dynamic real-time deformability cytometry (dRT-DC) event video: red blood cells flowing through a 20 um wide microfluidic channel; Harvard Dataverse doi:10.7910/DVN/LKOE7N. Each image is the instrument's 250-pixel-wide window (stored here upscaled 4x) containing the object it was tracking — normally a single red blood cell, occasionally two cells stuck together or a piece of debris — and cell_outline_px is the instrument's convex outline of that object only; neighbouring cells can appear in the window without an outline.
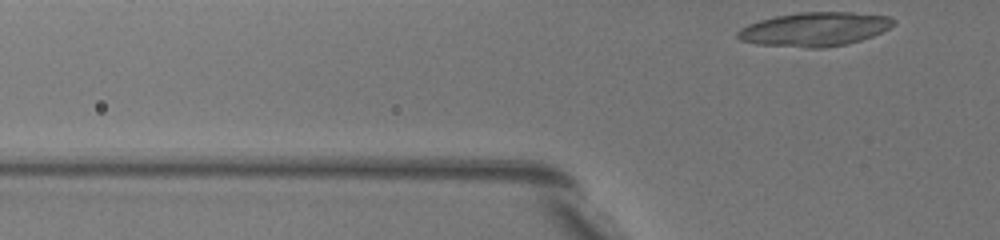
{"species": "common noctule bat (a hibernating species)", "species_latin": "Nyctalus noctula", "temperature_condition": "warm", "stored_images_in_passage": 3, "camera_frame_rate_fps": 3000, "um_per_image_px": 0.085, "animal": {"sex": "female", "body_mass_g": 19.5, "forearm_length_mm": 54.1}, "frame": {"image": 1, "passage_image": 3, "time_ms": 0.667, "image_size_px": [1000, 240], "cell_outline_px": [[668, 216], [648, 208], [600, 168], [584, 144], [584, 136], [592, 132], [608, 144], [644, 176], [668, 208]], "centroid_in_image_um": [53.05, 14.73], "position_along_channel_um": 72.8, "area_um2": 15.26}}